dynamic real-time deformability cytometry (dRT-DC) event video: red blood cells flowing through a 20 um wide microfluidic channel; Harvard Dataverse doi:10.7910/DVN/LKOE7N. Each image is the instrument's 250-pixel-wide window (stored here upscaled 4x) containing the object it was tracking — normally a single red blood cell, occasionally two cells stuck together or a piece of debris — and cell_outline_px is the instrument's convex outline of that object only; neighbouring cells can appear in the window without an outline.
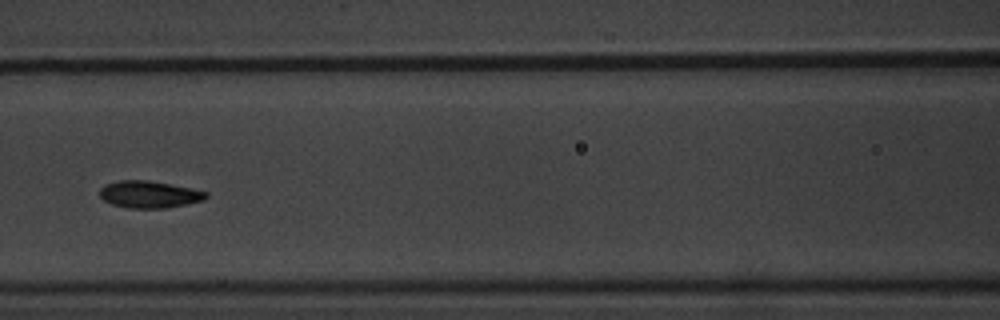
{"species": "common noctule bat (a hibernating species)", "species_latin": "Nyctalus noctula", "temperature_condition": "warm", "stored_images_in_passage": 8, "camera_frame_rate_fps": 3000, "um_per_image_px": 0.085, "animal": {"sex": "male", "body_mass_g": 20.1, "forearm_length_mm": 53.5}, "frame": {"image": 1, "passage_image": 7, "time_ms": 7.333, "image_size_px": [1000, 320], "cell_outline_px": [[208, 196], [204, 200], [168, 208], [128, 208], [112, 204], [104, 200], [100, 196], [100, 188], [104, 184], [120, 180], [148, 180], [192, 188], [208, 192]], "centroid_in_image_um": [12.69, 16.52], "position_along_channel_um": 153.9, "area_um2": 16.82}}
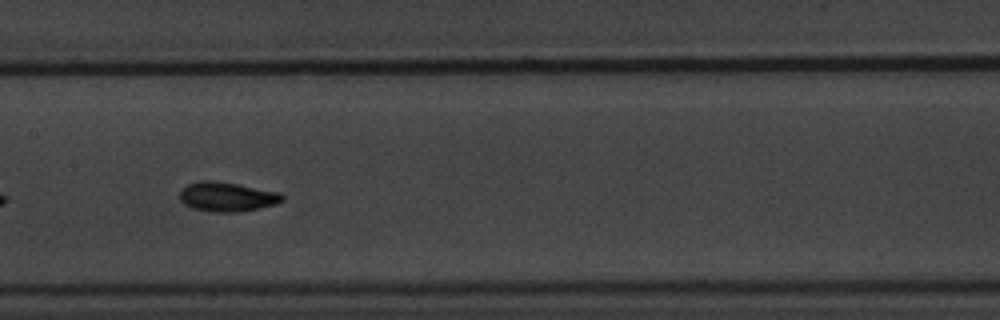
{"frame": {"image": 2, "passage_image": 8, "time_ms": 8.333, "image_size_px": [1000, 320], "cell_outline_px": [[284, 200], [276, 204], [260, 208], [240, 212], [216, 212], [192, 208], [184, 204], [180, 200], [180, 188], [188, 184], [200, 180], [212, 180], [240, 184], [280, 192], [284, 196]], "centroid_in_image_um": [19.31, 16.71], "position_along_channel_um": 188.1, "area_um2": 17.86}}